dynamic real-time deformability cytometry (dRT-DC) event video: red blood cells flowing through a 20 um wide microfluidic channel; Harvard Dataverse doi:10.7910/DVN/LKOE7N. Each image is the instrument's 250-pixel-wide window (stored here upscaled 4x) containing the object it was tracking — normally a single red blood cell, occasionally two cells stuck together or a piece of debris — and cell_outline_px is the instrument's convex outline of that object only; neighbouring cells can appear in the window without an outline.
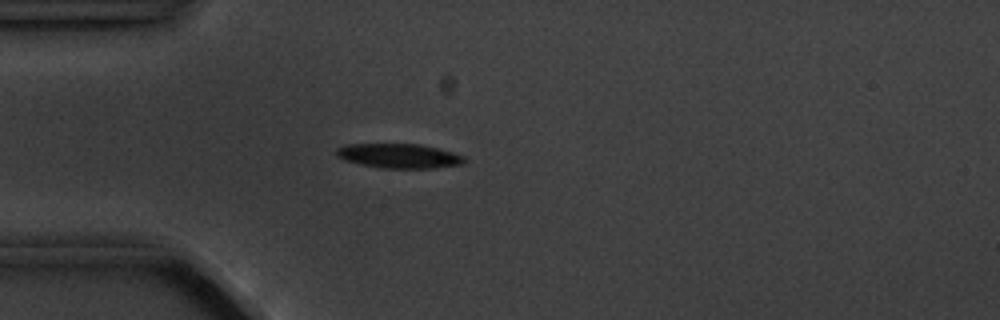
{"species": "common noctule bat (a hibernating species)", "species_latin": "Nyctalus noctula", "temperature_condition": "cold", "stored_images_in_passage": 4, "camera_frame_rate_fps": 3000, "um_per_image_px": 0.085, "animal": {"sex": "male", "body_mass_g": 20.1, "forearm_length_mm": 53.5}, "frame": {"image": 1, "passage_image": 4, "time_ms": 3.333, "image_size_px": [1000, 320], "cell_outline_px": [[468, 160], [464, 164], [436, 168], [384, 168], [360, 164], [344, 160], [336, 156], [336, 148], [344, 144], [420, 144], [452, 152], [464, 156]], "centroid_in_image_um": [33.92, 13.25], "position_along_channel_um": 51.1, "area_um2": 18.38}}